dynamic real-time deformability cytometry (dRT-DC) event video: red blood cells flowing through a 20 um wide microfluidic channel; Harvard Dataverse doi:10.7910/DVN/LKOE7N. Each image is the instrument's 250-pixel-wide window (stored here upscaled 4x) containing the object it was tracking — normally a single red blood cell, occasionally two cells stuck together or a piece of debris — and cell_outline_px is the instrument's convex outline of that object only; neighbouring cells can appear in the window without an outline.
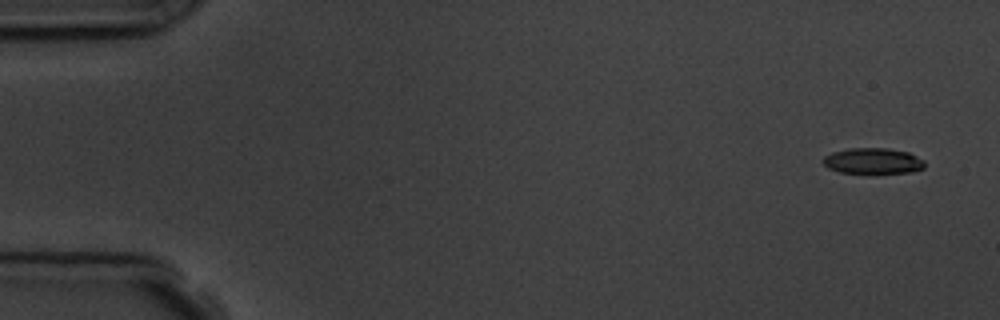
{"species": "common noctule bat (a hibernating species)", "species_latin": "Nyctalus noctula", "temperature_condition": "room temperature", "stored_images_in_passage": 6, "segment_of_instrument_passage": [1, 2], "camera_frame_rate_fps": 3000, "um_per_image_px": 0.085, "animal": {"sex": "male", "body_mass_g": 19.5, "forearm_length_mm": 54.6}, "frame": {"image": 1, "passage_image": 1, "time_ms": 0.0, "image_size_px": [1000, 320], "cell_outline_px": [[924, 168], [912, 172], [840, 172], [828, 168], [824, 164], [824, 156], [832, 152], [848, 148], [888, 148], [908, 152], [924, 160]], "centroid_in_image_um": [74.2, 13.66], "position_along_channel_um": 10.8, "area_um2": 15.03}}